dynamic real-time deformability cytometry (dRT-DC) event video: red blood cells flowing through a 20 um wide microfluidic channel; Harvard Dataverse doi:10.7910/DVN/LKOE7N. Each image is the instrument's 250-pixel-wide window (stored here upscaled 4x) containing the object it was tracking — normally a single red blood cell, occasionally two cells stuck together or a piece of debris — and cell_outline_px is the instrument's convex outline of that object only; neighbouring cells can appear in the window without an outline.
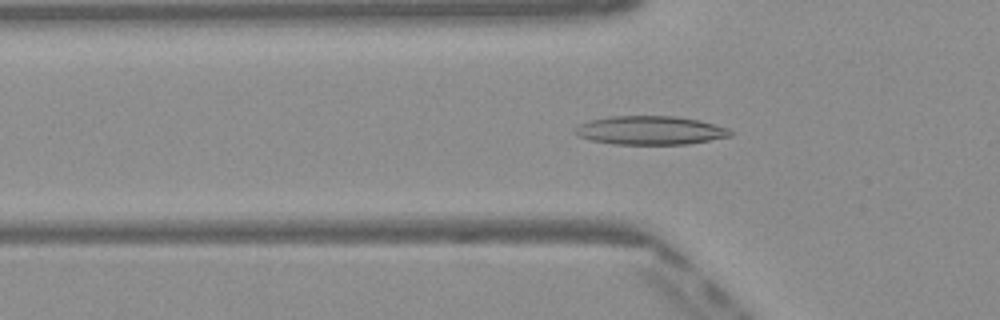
{"species": "Egyptian fruit bat (a non-hibernating species)", "species_latin": "Rousettus aegyptiacus", "temperature_condition": "warm", "stored_images_in_passage": 35, "camera_frame_rate_fps": 3000, "um_per_image_px": 0.085, "frame": {"image": 1, "passage_image": 2, "time_ms": 0.333, "image_size_px": [1000, 320], "cell_outline_px": [[732, 136], [688, 144], [616, 144], [592, 140], [580, 136], [572, 132], [580, 124], [588, 120], [612, 116], [676, 116], [700, 120], [728, 128], [732, 132]], "centroid_in_image_um": [55.29, 11.07], "position_along_channel_um": 70.5, "area_um2": 25.89}}
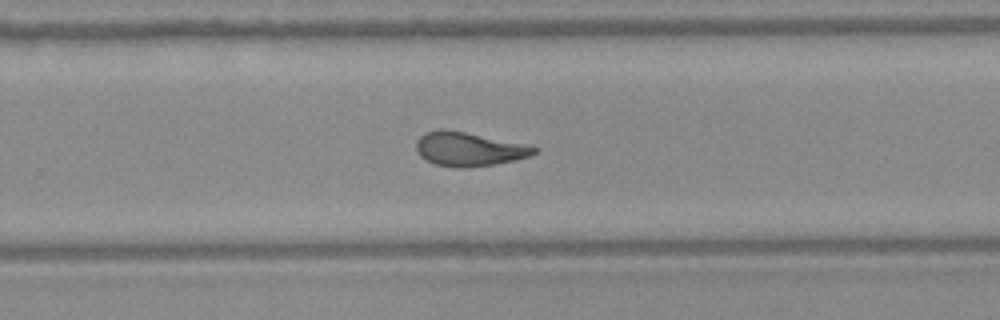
{"frame": {"image": 2, "passage_image": 18, "time_ms": 5.667, "image_size_px": [1000, 320], "cell_outline_px": [[540, 148], [536, 152], [528, 156], [516, 160], [496, 164], [464, 168], [452, 168], [436, 164], [420, 156], [416, 148], [416, 140], [424, 132], [440, 128], [464, 132]], "centroid_in_image_um": [39.8, 12.68], "position_along_channel_um": 290.0, "area_um2": 23.06}}
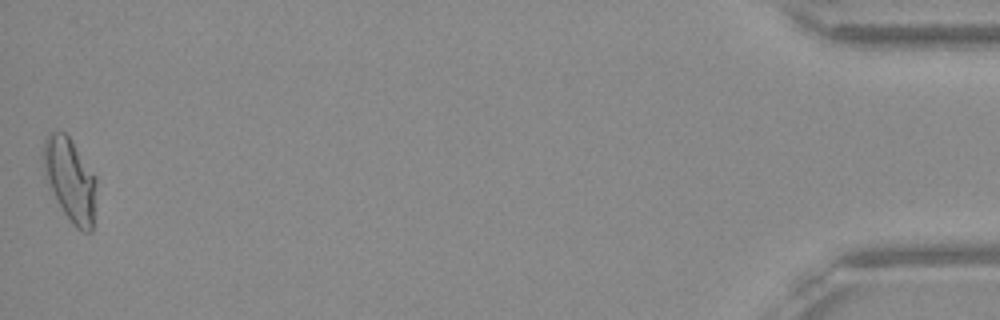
{"frame": {"image": 3, "passage_image": 35, "time_ms": 11.333, "image_size_px": [1000, 320], "cell_outline_px": [[96, 180], [92, 232], [84, 232], [76, 228], [72, 224], [48, 188], [44, 176], [44, 140], [48, 132], [64, 132], [68, 136], [96, 176]], "centroid_in_image_um": [5.94, 15.3], "position_along_channel_um": 429.3, "area_um2": 25.55}, "authors_computed_cell_mechanics": {"area_um2": 23.3512, "velocity_mm_per_s": 4.1022, "shape_relaxation_time_tau1_ms": 8.4517, "shape_relaxation_time_tau2_ms": 1.6899, "deformation_change_tau1": 0.2465, "deformation_change_tau2": 0.0804}}